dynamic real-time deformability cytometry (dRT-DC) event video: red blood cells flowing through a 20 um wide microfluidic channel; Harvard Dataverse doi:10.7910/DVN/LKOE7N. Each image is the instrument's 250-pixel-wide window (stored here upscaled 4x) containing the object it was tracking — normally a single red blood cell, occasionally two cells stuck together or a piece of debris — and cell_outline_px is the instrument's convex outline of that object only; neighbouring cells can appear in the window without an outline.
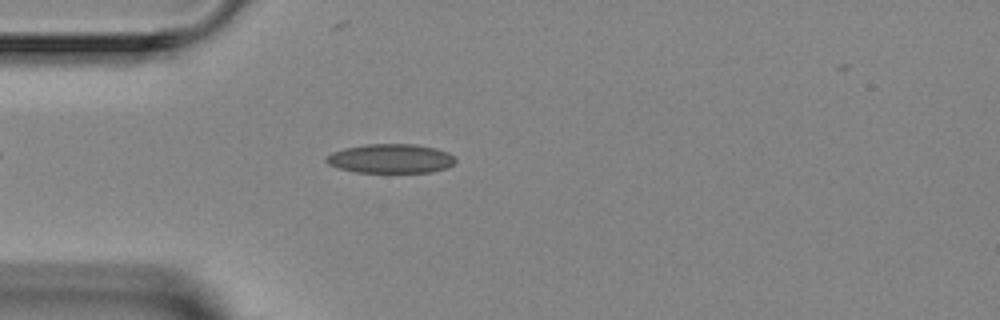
{"species": "Egyptian fruit bat (a non-hibernating species)", "species_latin": "Rousettus aegyptiacus", "temperature_condition": "room temperature", "stored_images_in_passage": 2, "camera_frame_rate_fps": 3000, "um_per_image_px": 0.085, "animal": {"sex": "female"}, "frame": {"image": 1, "passage_image": 2, "time_ms": 1.0, "image_size_px": [1000, 320], "cell_outline_px": [[456, 160], [448, 168], [432, 172], [356, 172], [336, 168], [328, 164], [324, 160], [332, 152], [344, 148], [364, 144], [416, 144], [436, 148], [448, 152]], "centroid_in_image_um": [33.19, 13.48], "position_along_channel_um": 51.8, "area_um2": 22.08}}